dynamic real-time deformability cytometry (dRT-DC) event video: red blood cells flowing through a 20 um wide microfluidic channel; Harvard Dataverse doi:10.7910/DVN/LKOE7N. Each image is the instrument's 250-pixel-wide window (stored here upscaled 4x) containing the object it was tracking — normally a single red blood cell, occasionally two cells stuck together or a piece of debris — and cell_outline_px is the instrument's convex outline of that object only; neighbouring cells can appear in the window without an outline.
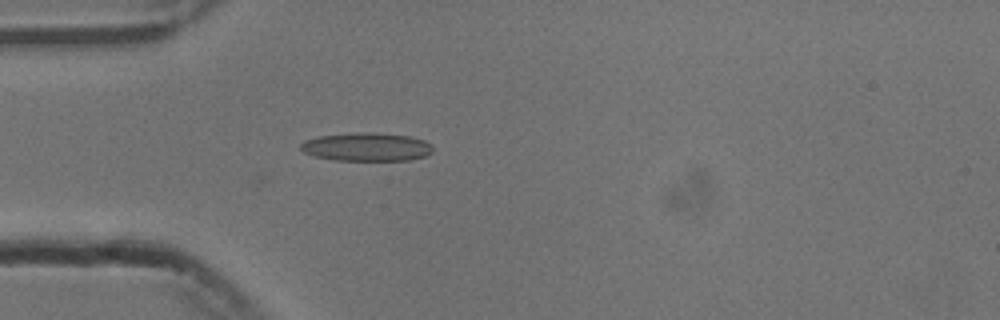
{"species": "common noctule bat (a hibernating species)", "species_latin": "Nyctalus noctula", "temperature_condition": "cold", "stored_images_in_passage": 2, "camera_frame_rate_fps": 3000, "um_per_image_px": 0.085, "animal": {"sex": "male", "body_mass_g": 13.3}, "frame": {"image": 1, "passage_image": 2, "time_ms": 0.333, "image_size_px": [1000, 320], "cell_outline_px": [[432, 152], [424, 156], [408, 160], [336, 160], [316, 156], [304, 152], [300, 148], [300, 144], [304, 140], [320, 136], [368, 132], [372, 132], [412, 136], [424, 140], [432, 144]], "centroid_in_image_um": [31.2, 12.48], "position_along_channel_um": 53.8, "area_um2": 21.68}}